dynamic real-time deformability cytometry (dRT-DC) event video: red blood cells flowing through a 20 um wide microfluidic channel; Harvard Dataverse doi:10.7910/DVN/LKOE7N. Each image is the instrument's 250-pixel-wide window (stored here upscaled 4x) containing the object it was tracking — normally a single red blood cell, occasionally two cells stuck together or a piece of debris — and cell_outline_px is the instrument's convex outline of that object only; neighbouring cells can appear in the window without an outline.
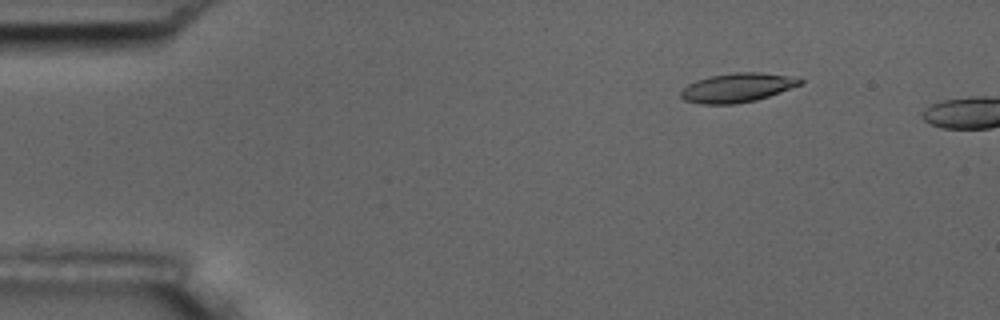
{"species": "common noctule bat (a hibernating species)", "species_latin": "Nyctalus noctula", "temperature_condition": "room temperature", "stored_images_in_passage": 6, "camera_frame_rate_fps": 3000, "um_per_image_px": 0.085, "animal": {"sex": "male", "body_mass_g": 17.5, "forearm_length_mm": 52.3}, "frame": {"image": 1, "passage_image": 3, "time_ms": 0.667, "image_size_px": [1000, 320], "cell_outline_px": [[804, 80], [800, 84], [780, 92], [756, 100], [736, 104], [700, 104], [684, 100], [680, 96], [680, 92], [688, 84], [696, 80], [712, 76], [736, 72], [760, 72], [788, 76]], "centroid_in_image_um": [62.62, 7.46], "position_along_channel_um": 22.4, "area_um2": 20.0}}